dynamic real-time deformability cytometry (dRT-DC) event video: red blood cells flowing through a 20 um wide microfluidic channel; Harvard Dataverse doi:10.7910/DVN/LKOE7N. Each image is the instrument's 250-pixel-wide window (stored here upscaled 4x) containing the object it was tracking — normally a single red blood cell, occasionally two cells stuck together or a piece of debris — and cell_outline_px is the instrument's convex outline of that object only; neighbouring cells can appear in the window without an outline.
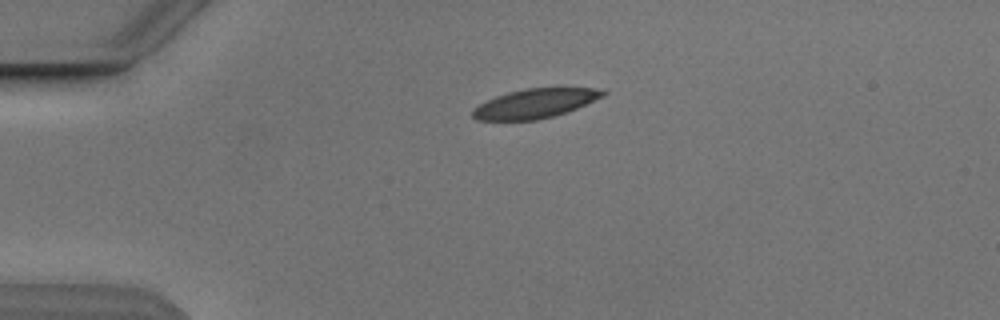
{"species": "Egyptian fruit bat (a non-hibernating species)", "species_latin": "Rousettus aegyptiacus", "temperature_condition": "cold", "stored_images_in_passage": 3, "camera_frame_rate_fps": 3000, "um_per_image_px": 0.085, "animal": {"sex": "male"}, "frame": {"image": 1, "passage_image": 3, "time_ms": 2.333, "image_size_px": [1000, 320], "cell_outline_px": [[608, 92], [604, 96], [568, 112], [536, 120], [476, 120], [472, 116], [472, 108], [496, 96], [508, 92], [524, 88], [604, 88]], "centroid_in_image_um": [45.51, 8.79], "position_along_channel_um": 39.5, "area_um2": 22.31}}